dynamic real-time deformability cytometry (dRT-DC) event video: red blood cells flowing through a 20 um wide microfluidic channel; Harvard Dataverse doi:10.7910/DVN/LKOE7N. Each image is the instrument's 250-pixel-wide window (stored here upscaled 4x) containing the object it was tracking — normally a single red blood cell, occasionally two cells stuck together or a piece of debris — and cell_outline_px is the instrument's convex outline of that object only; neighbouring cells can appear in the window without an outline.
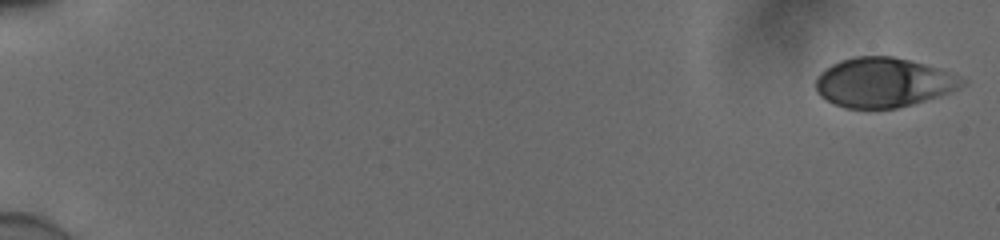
{"species": "human", "species_latin": "Homo sapiens", "temperature_condition": "cold", "stored_images_in_passage": 54, "camera_frame_rate_fps": 3000, "um_per_image_px": 0.085, "donor": {"sex": "male"}, "frame": {"image": 1, "passage_image": 1, "time_ms": 0.0, "image_size_px": [1000, 240], "cell_outline_px": [[968, 84], [960, 88], [940, 96], [912, 104], [896, 108], [844, 108], [832, 104], [820, 96], [816, 92], [816, 80], [820, 72], [832, 64], [840, 60], [856, 56], [892, 56], [924, 64], [948, 72], [968, 80]], "centroid_in_image_um": [75.08, 7.02], "position_along_channel_um": 9.9, "area_um2": 42.31}}
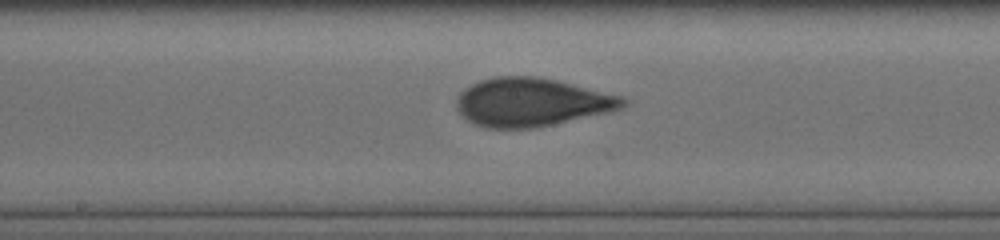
{"frame": {"image": 2, "passage_image": 31, "time_ms": 10.0, "image_size_px": [1000, 240], "cell_outline_px": [[628, 104], [620, 108], [604, 112], [552, 124], [532, 128], [488, 128], [472, 124], [456, 108], [456, 100], [460, 92], [464, 88], [480, 80], [492, 76], [536, 76], [556, 80], [620, 96], [628, 100]], "centroid_in_image_um": [45.11, 8.68], "position_along_channel_um": 203.1, "area_um2": 46.41}}
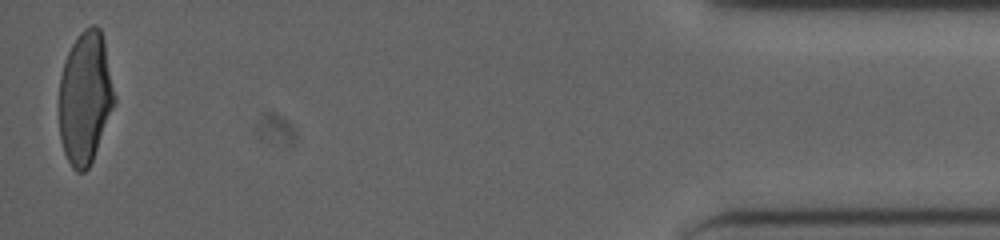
{"frame": {"image": 3, "passage_image": 54, "time_ms": 17.667, "image_size_px": [1000, 240], "cell_outline_px": [[116, 100], [92, 160], [88, 168], [84, 172], [76, 172], [72, 168], [64, 152], [60, 140], [60, 76], [68, 52], [76, 36], [84, 28], [92, 24], [96, 24], [100, 28], [104, 40], [116, 96]], "centroid_in_image_um": [7.25, 8.27], "position_along_channel_um": 428.0, "area_um2": 42.6}, "authors_computed_cell_mechanics": {"area_um2": 44.4193, "velocity_mm_per_s": 3.9059, "shape_relaxation_time_tau1_ms": 4.724, "shape_relaxation_time_tau2_ms": 0.7398, "deformation_change_tau1": 0.1824, "deformation_change_tau2": 0.0679}}